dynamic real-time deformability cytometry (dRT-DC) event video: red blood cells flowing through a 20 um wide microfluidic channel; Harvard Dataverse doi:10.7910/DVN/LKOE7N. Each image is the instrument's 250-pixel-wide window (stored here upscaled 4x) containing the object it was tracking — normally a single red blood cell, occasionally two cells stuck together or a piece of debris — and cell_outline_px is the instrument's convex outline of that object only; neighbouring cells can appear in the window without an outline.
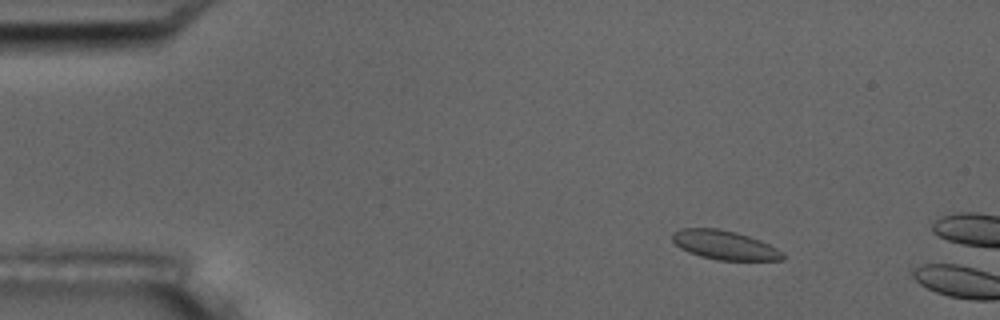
{"species": "common noctule bat (a hibernating species)", "species_latin": "Nyctalus noctula", "temperature_condition": "room temperature", "stored_images_in_passage": 4, "camera_frame_rate_fps": 3000, "um_per_image_px": 0.085, "animal": {"sex": "male", "body_mass_g": 17.5, "forearm_length_mm": 52.3}, "frame": {"image": 1, "passage_image": 3, "time_ms": 2.333, "image_size_px": [1000, 320], "cell_outline_px": [[784, 260], [720, 260], [700, 256], [688, 252], [680, 248], [672, 240], [672, 232], [680, 228], [720, 228], [736, 232], [760, 240], [784, 252]], "centroid_in_image_um": [61.57, 20.82], "position_along_channel_um": 23.4, "area_um2": 18.73}}